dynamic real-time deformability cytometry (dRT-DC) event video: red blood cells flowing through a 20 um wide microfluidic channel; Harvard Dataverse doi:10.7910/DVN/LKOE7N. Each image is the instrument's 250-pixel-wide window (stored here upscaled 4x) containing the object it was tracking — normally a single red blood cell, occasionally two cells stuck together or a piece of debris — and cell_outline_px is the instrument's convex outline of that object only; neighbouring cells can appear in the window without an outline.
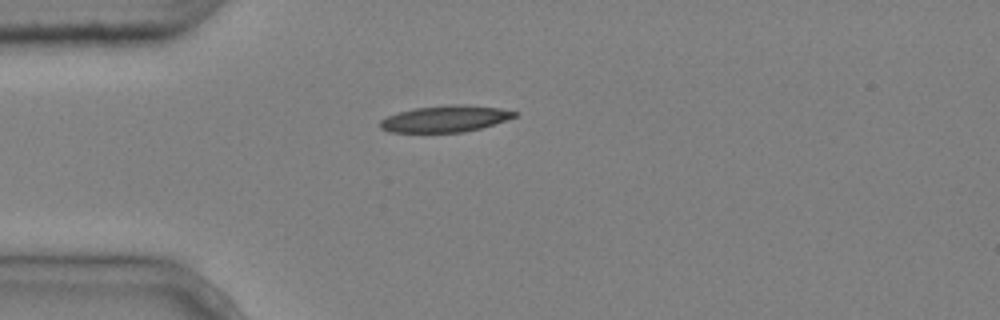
{"species": "common noctule bat (a hibernating species)", "species_latin": "Nyctalus noctula", "temperature_condition": "cold", "stored_images_in_passage": 1, "camera_frame_rate_fps": 3000, "um_per_image_px": 0.085, "animal": {"sex": "male", "body_mass_g": 20.4}, "frame": {"image": 1, "passage_image": 1, "time_ms": 0.0, "image_size_px": [1000, 320], "cell_outline_px": [[516, 116], [480, 128], [464, 132], [388, 132], [380, 128], [380, 120], [388, 116], [400, 112], [416, 108], [448, 104], [460, 104], [500, 108], [516, 112]], "centroid_in_image_um": [37.81, 10.09], "position_along_channel_um": 47.2, "area_um2": 20.46}}